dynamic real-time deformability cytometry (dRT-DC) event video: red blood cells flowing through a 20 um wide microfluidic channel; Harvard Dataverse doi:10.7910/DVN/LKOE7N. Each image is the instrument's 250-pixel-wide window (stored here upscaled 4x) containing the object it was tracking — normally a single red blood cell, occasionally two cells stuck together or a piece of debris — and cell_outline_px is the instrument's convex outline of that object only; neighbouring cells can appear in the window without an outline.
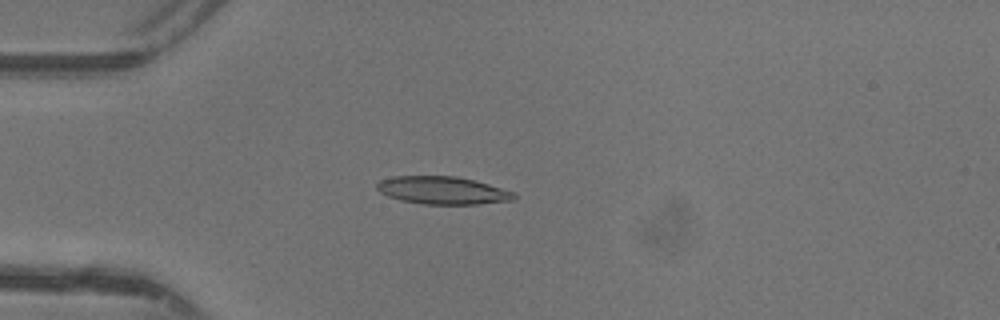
{"species": "common noctule bat (a hibernating species)", "species_latin": "Nyctalus noctula", "temperature_condition": "warm", "stored_images_in_passage": 46, "camera_frame_rate_fps": 3000, "um_per_image_px": 0.085, "animal": {"sex": "female"}, "frame": {"image": 1, "passage_image": 12, "time_ms": 3.667, "image_size_px": [1000, 320], "cell_outline_px": [[516, 200], [476, 204], [424, 204], [400, 200], [388, 196], [380, 192], [376, 188], [376, 184], [380, 180], [392, 176], [456, 176], [488, 184], [516, 192]], "centroid_in_image_um": [37.62, 16.18], "position_along_channel_um": 47.4, "area_um2": 22.2}}
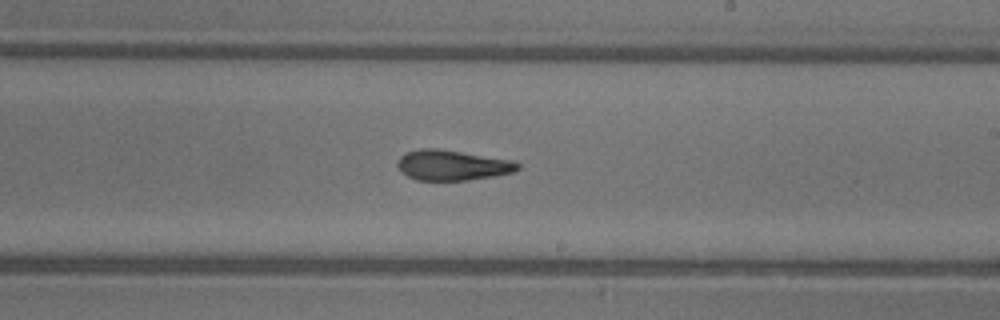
{"frame": {"image": 2, "passage_image": 27, "time_ms": 8.667, "image_size_px": [1000, 320], "cell_outline_px": [[520, 168], [516, 172], [468, 180], [416, 180], [400, 172], [396, 164], [400, 156], [404, 152], [420, 148], [440, 148], [512, 160], [520, 164]], "centroid_in_image_um": [38.42, 14.03], "position_along_channel_um": 250.6, "area_um2": 21.5}}
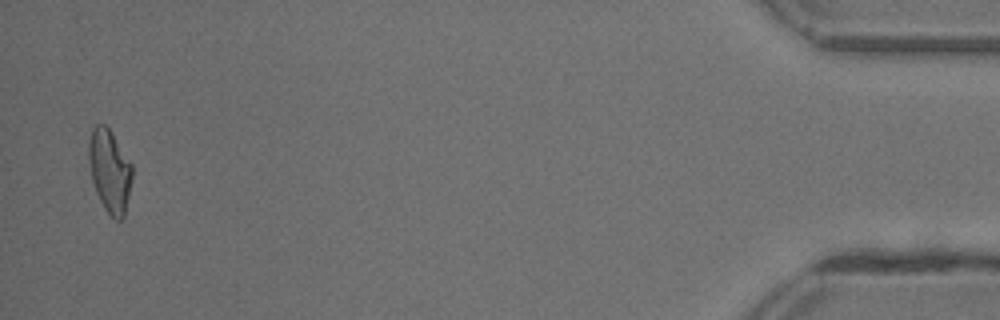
{"frame": {"image": 3, "passage_image": 45, "time_ms": 14.667, "image_size_px": [1000, 320], "cell_outline_px": [[132, 180], [124, 216], [120, 220], [116, 220], [104, 208], [96, 192], [92, 180], [88, 160], [88, 144], [92, 128], [96, 124], [104, 124], [112, 132], [132, 164]], "centroid_in_image_um": [9.32, 14.5], "position_along_channel_um": 425.9, "area_um2": 20.98}, "authors_computed_cell_mechanics": {"area_um2": 21.2993, "velocity_mm_per_s": 4.4168, "shape_relaxation_time_tau1_ms": 7.3474, "shape_relaxation_time_tau2_ms": 2.0203, "deformation_change_tau1": 0.238, "deformation_change_tau2": 0.1085}}